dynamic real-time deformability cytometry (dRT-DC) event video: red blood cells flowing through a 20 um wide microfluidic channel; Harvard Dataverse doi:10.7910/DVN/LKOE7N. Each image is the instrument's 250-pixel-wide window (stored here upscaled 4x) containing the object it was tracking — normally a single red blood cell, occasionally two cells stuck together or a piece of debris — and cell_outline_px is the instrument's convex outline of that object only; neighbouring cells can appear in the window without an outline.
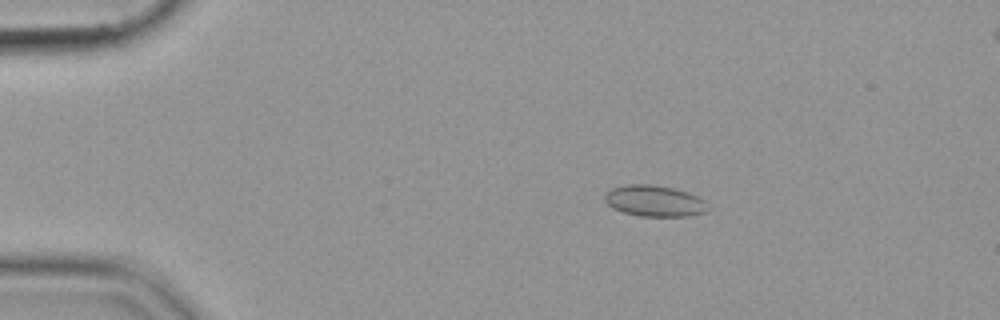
{"species": "common noctule bat (a hibernating species)", "species_latin": "Nyctalus noctula", "temperature_condition": "cold", "stored_images_in_passage": 56, "camera_frame_rate_fps": 3000, "um_per_image_px": 0.085, "animal": {"sex": "female", "body_mass_g": 19.9}, "frame": {"image": 1, "passage_image": 11, "time_ms": 3.333, "image_size_px": [1000, 320], "cell_outline_px": [[708, 208], [704, 212], [688, 216], [640, 216], [624, 212], [612, 208], [604, 200], [604, 192], [612, 188], [624, 184], [652, 184], [672, 188], [688, 192], [704, 200]], "centroid_in_image_um": [55.58, 17.07], "position_along_channel_um": 29.4, "area_um2": 18.73}}
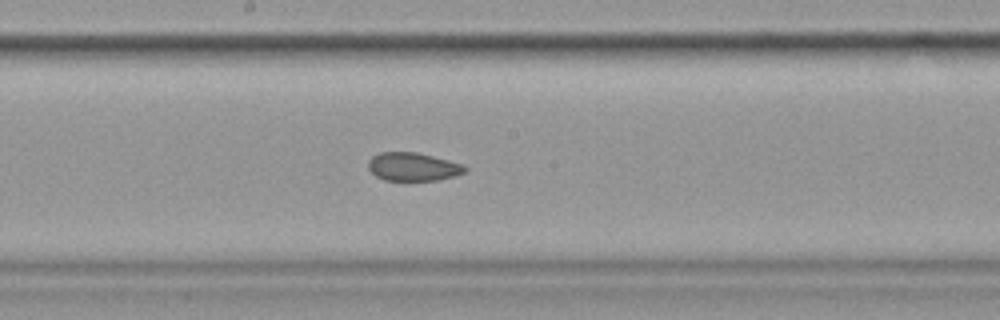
{"frame": {"image": 2, "passage_image": 31, "time_ms": 10.0, "image_size_px": [1000, 320], "cell_outline_px": [[468, 168], [464, 172], [456, 176], [440, 180], [384, 180], [376, 176], [368, 168], [368, 160], [372, 156], [380, 152], [416, 152], [464, 164]], "centroid_in_image_um": [35.11, 14.17], "position_along_channel_um": 213.1, "area_um2": 16.01}}
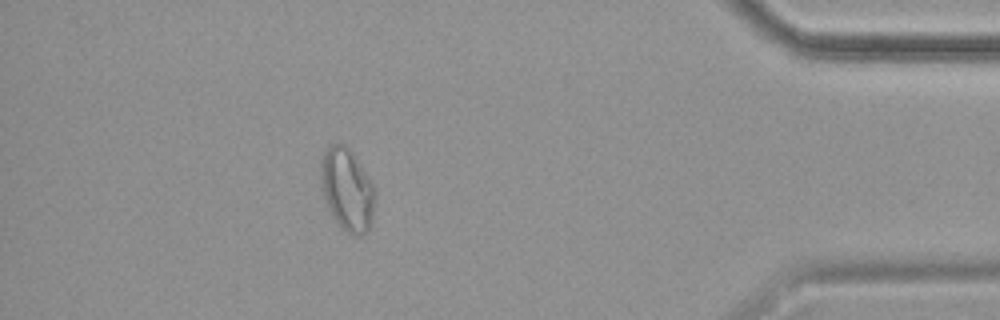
{"frame": {"image": 3, "passage_image": 50, "time_ms": 16.333, "image_size_px": [1000, 320], "cell_outline_px": [[376, 196], [372, 220], [368, 232], [360, 236], [348, 232], [340, 228], [336, 224], [328, 208], [324, 196], [320, 180], [320, 156], [328, 144], [344, 144], [352, 152], [360, 164], [372, 184], [376, 192]], "centroid_in_image_um": [29.49, 16.12], "position_along_channel_um": 405.7, "area_um2": 26.41}}